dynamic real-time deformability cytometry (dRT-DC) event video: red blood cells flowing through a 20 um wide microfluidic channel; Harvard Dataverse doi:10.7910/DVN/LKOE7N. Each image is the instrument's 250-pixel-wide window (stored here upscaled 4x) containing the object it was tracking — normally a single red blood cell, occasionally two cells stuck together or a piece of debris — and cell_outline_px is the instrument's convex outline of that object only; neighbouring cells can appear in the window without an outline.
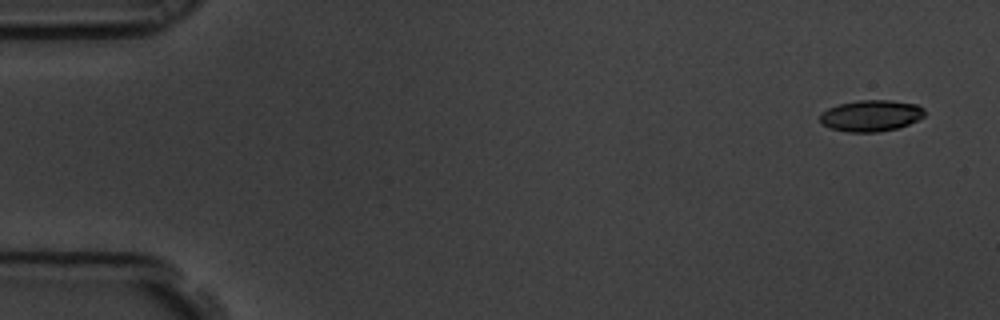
{"species": "common noctule bat (a hibernating species)", "species_latin": "Nyctalus noctula", "temperature_condition": "room temperature", "stored_images_in_passage": 5, "camera_frame_rate_fps": 3000, "um_per_image_px": 0.085, "animal": {"sex": "male", "body_mass_g": 19.5, "forearm_length_mm": 54.6}, "frame": {"image": 1, "passage_image": 1, "time_ms": 0.0, "image_size_px": [1000, 320], "cell_outline_px": [[924, 116], [908, 124], [896, 128], [880, 132], [848, 132], [832, 128], [820, 124], [820, 112], [828, 108], [840, 104], [860, 100], [888, 100], [916, 104], [924, 108]], "centroid_in_image_um": [74.0, 9.83], "position_along_channel_um": 11.0, "area_um2": 19.02}}
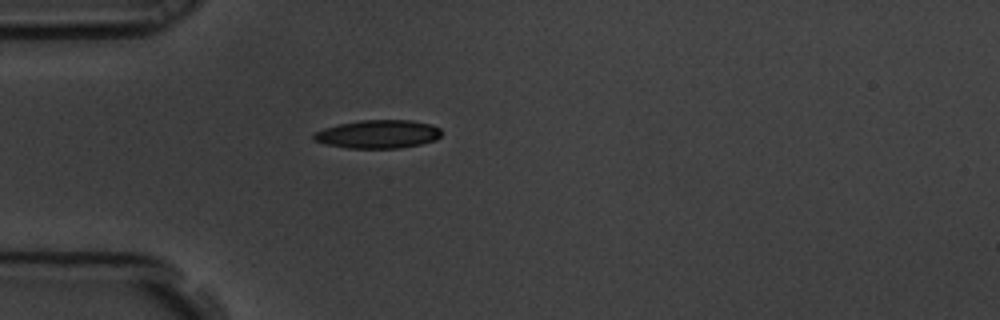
{"frame": {"image": 2, "passage_image": 5, "time_ms": 1.333, "image_size_px": [1000, 320], "cell_outline_px": [[440, 136], [436, 140], [420, 144], [400, 148], [348, 148], [324, 144], [312, 140], [312, 132], [324, 128], [340, 124], [360, 120], [412, 120], [432, 124], [440, 128]], "centroid_in_image_um": [32.1, 11.4], "position_along_channel_um": 52.9, "area_um2": 21.27}}